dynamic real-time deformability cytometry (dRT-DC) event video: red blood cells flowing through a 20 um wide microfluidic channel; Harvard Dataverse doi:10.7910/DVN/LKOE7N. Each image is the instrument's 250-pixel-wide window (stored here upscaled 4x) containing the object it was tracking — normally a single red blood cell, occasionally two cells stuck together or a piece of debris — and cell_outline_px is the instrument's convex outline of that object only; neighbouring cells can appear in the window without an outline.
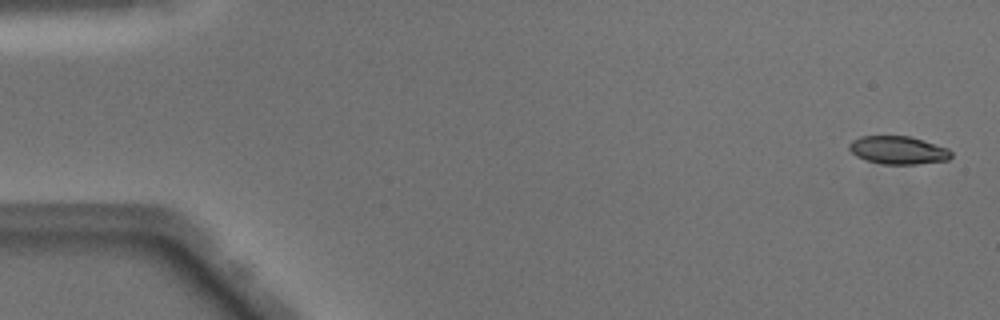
{"species": "Egyptian fruit bat (a non-hibernating species)", "species_latin": "Rousettus aegyptiacus", "temperature_condition": "warm", "stored_images_in_passage": 50, "camera_frame_rate_fps": 3000, "um_per_image_px": 0.085, "animal": {"sex": "male"}, "frame": {"image": 1, "passage_image": 2, "time_ms": 0.333, "image_size_px": [1000, 320], "cell_outline_px": [[952, 156], [948, 160], [916, 164], [884, 164], [864, 160], [856, 156], [848, 148], [848, 144], [852, 140], [860, 136], [908, 136], [948, 148], [952, 152]], "centroid_in_image_um": [76.31, 12.76], "position_along_channel_um": 8.7, "area_um2": 16.65}}
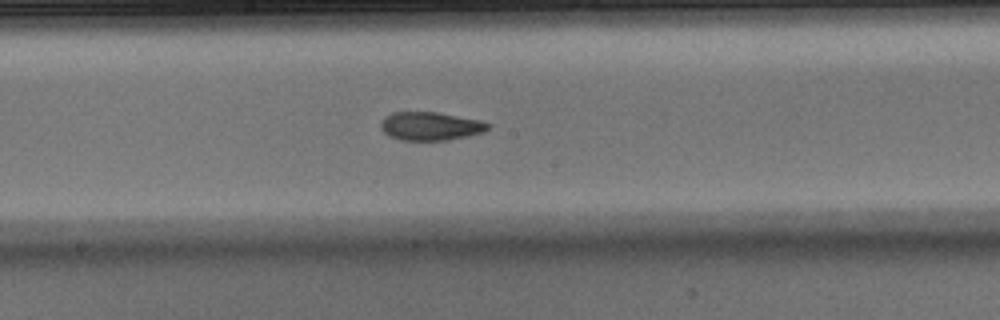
{"frame": {"image": 2, "passage_image": 27, "time_ms": 8.667, "image_size_px": [1000, 320], "cell_outline_px": [[492, 124], [484, 132], [468, 136], [448, 140], [400, 140], [388, 136], [380, 128], [380, 124], [384, 116], [392, 112], [436, 112], [480, 120]], "centroid_in_image_um": [36.57, 10.72], "position_along_channel_um": 211.6, "area_um2": 17.86}}
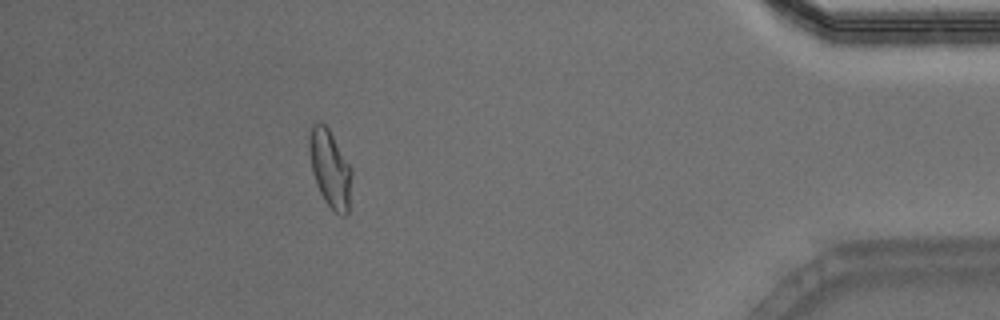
{"frame": {"image": 3, "passage_image": 45, "time_ms": 14.667, "image_size_px": [1000, 320], "cell_outline_px": [[352, 172], [348, 212], [344, 216], [340, 216], [324, 200], [316, 184], [312, 172], [308, 148], [308, 140], [312, 124], [316, 120], [320, 120], [328, 128], [352, 168]], "centroid_in_image_um": [28.04, 14.29], "position_along_channel_um": 407.2, "area_um2": 19.25}, "authors_computed_cell_mechanics": {"area_um2": 18.1781, "velocity_mm_per_s": 4.0869, "shape_relaxation_time_tau1_ms": 5.5709, "shape_relaxation_time_tau2_ms": 1.8085, "deformation_change_tau1": 0.2009, "deformation_change_tau2": 0.0838}}